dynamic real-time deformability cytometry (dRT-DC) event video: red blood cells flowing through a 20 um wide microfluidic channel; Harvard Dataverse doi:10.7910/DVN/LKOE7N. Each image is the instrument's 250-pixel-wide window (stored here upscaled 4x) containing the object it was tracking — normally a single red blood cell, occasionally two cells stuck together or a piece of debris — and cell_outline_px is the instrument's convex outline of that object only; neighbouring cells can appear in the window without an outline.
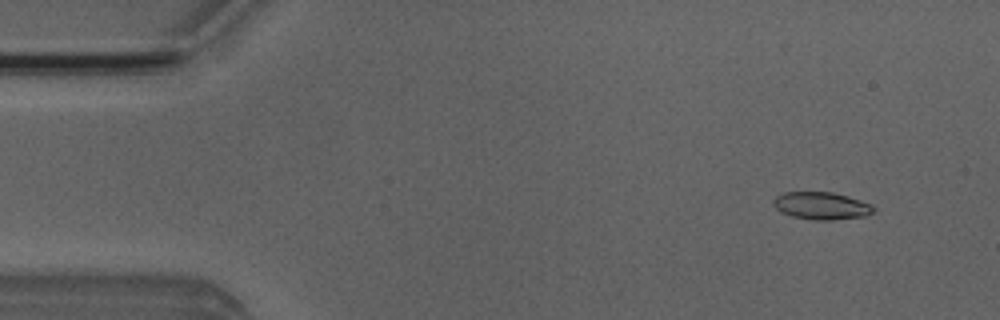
{"species": "Egyptian fruit bat (a non-hibernating species)", "species_latin": "Rousettus aegyptiacus", "temperature_condition": "room temperature", "stored_images_in_passage": 4, "camera_frame_rate_fps": 3000, "um_per_image_px": 0.085, "animal": {"sex": "male"}, "frame": {"image": 1, "passage_image": 2, "time_ms": 1.333, "image_size_px": [1000, 320], "cell_outline_px": [[876, 208], [872, 212], [864, 216], [832, 220], [816, 220], [792, 216], [780, 212], [772, 204], [772, 200], [776, 196], [784, 192], [832, 192], [848, 196], [872, 204]], "centroid_in_image_um": [69.8, 17.48], "position_along_channel_um": 15.2, "area_um2": 16.07}}